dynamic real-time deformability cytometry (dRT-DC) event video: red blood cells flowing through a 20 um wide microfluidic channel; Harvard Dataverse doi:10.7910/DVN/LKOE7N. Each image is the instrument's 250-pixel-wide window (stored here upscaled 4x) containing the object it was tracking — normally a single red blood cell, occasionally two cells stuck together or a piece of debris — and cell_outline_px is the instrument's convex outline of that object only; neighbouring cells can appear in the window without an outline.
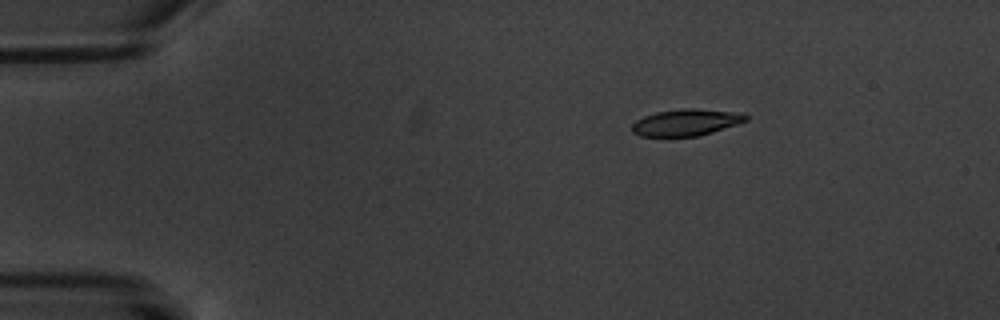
{"species": "common noctule bat (a hibernating species)", "species_latin": "Nyctalus noctula", "temperature_condition": "warm", "stored_images_in_passage": 3, "camera_frame_rate_fps": 3000, "um_per_image_px": 0.085, "animal": {"sex": "male", "body_mass_g": 20.1, "forearm_length_mm": 53.5}, "frame": {"image": 1, "passage_image": 1, "time_ms": 0.0, "image_size_px": [1000, 320], "cell_outline_px": [[748, 120], [712, 132], [696, 136], [640, 136], [632, 132], [632, 124], [636, 120], [644, 116], [656, 112], [684, 108], [696, 108], [744, 112], [748, 116]], "centroid_in_image_um": [58.34, 10.39], "position_along_channel_um": 26.7, "area_um2": 17.74}}